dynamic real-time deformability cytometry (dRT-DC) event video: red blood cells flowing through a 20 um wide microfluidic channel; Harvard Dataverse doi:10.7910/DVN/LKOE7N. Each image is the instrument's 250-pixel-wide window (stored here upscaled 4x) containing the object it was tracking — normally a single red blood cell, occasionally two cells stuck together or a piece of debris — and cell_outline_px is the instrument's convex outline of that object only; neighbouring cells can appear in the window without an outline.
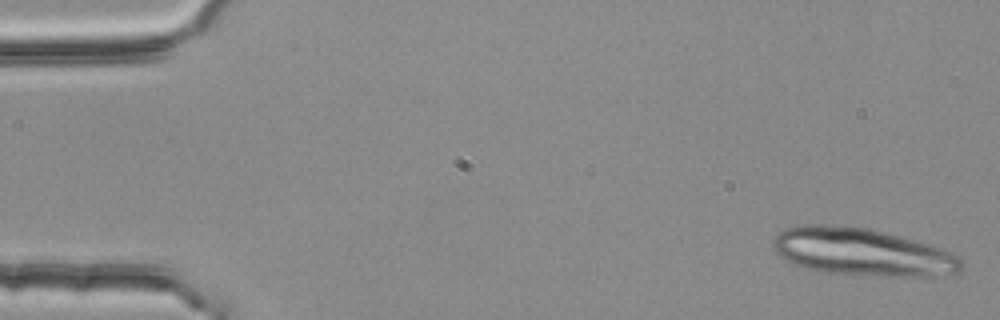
{"species": "common noctule bat (a hibernating species)", "species_latin": "Nyctalus noctula", "temperature_condition": "room temperature", "stored_images_in_passage": 20, "camera_frame_rate_fps": 3000, "um_per_image_px": 0.085, "animal": {"sex": "female", "body_mass_g": 25.1}, "frame": {"image": 1, "passage_image": 1, "time_ms": 0.0, "image_size_px": [1000, 320], "cell_outline_px": [[964, 268], [960, 272], [936, 276], [884, 276], [828, 272], [804, 268], [780, 256], [772, 248], [772, 244], [776, 236], [784, 228], [808, 224], [848, 224], [868, 228], [884, 232], [928, 244], [956, 256], [964, 260]], "centroid_in_image_um": [73.28, 21.41], "position_along_channel_um": 11.7, "area_um2": 52.02}}